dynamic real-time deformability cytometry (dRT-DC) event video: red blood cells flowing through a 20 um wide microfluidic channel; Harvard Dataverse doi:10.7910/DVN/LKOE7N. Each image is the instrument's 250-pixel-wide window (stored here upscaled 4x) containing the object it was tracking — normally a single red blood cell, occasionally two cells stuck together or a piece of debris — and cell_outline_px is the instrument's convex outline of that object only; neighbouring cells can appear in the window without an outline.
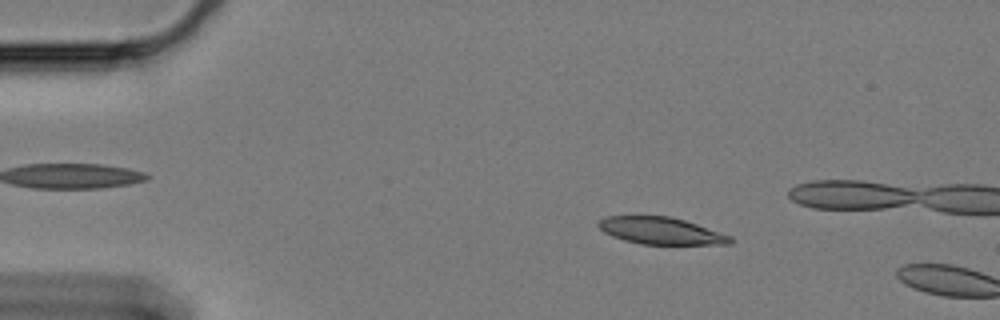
{"species": "Egyptian fruit bat (a non-hibernating species)", "species_latin": "Rousettus aegyptiacus", "temperature_condition": "cold", "stored_images_in_passage": 12, "camera_frame_rate_fps": 3000, "um_per_image_px": 0.085, "animal": {"sex": "female"}, "frame": {"image": 1, "passage_image": 10, "time_ms": 3.0, "image_size_px": [1000, 320], "cell_outline_px": [[732, 244], [640, 244], [624, 240], [612, 236], [604, 232], [596, 224], [604, 216], [668, 216], [684, 220], [732, 236]], "centroid_in_image_um": [56.15, 19.62], "position_along_channel_um": 28.8, "area_um2": 20.63}}